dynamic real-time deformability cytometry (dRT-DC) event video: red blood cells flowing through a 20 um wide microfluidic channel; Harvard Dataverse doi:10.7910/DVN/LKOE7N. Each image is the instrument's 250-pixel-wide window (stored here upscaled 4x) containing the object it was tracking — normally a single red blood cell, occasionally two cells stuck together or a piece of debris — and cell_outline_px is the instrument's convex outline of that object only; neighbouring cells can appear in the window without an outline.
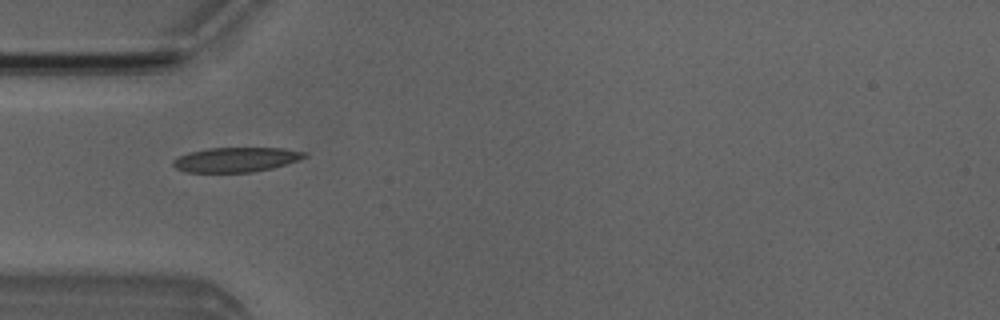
{"species": "Egyptian fruit bat (a non-hibernating species)", "species_latin": "Rousettus aegyptiacus", "temperature_condition": "room temperature", "stored_images_in_passage": 7, "camera_frame_rate_fps": 3000, "um_per_image_px": 0.085, "animal": {"sex": "male"}, "frame": {"image": 1, "passage_image": 3, "time_ms": 2.333, "image_size_px": [1000, 320], "cell_outline_px": [[308, 156], [272, 168], [252, 172], [184, 172], [176, 168], [172, 164], [172, 160], [188, 152], [208, 148], [284, 148], [308, 152]], "centroid_in_image_um": [20.04, 13.56], "position_along_channel_um": 65.0, "area_um2": 18.84}}
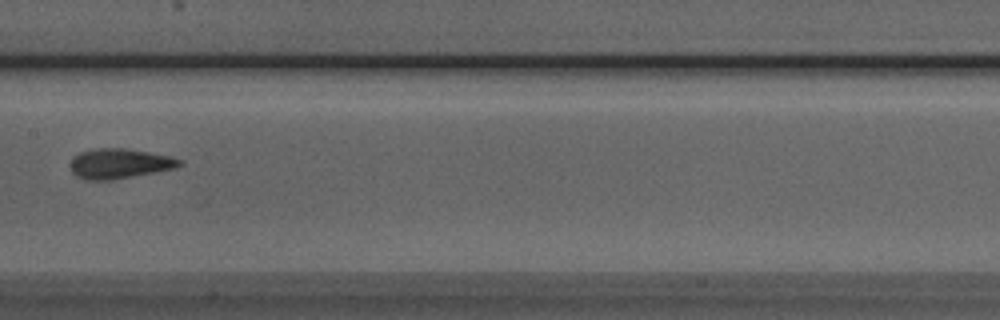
{"frame": {"image": 2, "passage_image": 6, "time_ms": 5.667, "image_size_px": [1000, 320], "cell_outline_px": [[184, 164], [176, 168], [112, 180], [84, 180], [76, 176], [72, 172], [68, 164], [80, 152], [96, 148], [124, 148], [172, 156], [184, 160]], "centroid_in_image_um": [10.18, 13.91], "position_along_channel_um": 197.2, "area_um2": 19.25}}
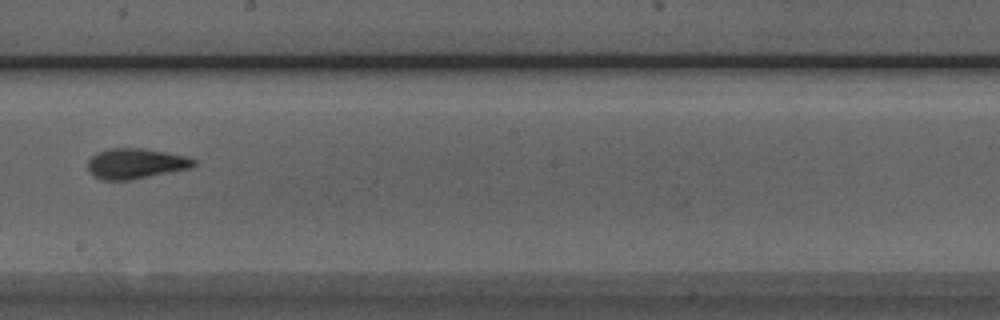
{"frame": {"image": 3, "passage_image": 7, "time_ms": 6.667, "image_size_px": [1000, 320], "cell_outline_px": [[196, 164], [192, 168], [132, 180], [104, 180], [96, 176], [88, 168], [88, 160], [96, 152], [108, 148], [144, 148], [188, 156], [196, 160]], "centroid_in_image_um": [11.58, 13.89], "position_along_channel_um": 236.6, "area_um2": 18.9}}